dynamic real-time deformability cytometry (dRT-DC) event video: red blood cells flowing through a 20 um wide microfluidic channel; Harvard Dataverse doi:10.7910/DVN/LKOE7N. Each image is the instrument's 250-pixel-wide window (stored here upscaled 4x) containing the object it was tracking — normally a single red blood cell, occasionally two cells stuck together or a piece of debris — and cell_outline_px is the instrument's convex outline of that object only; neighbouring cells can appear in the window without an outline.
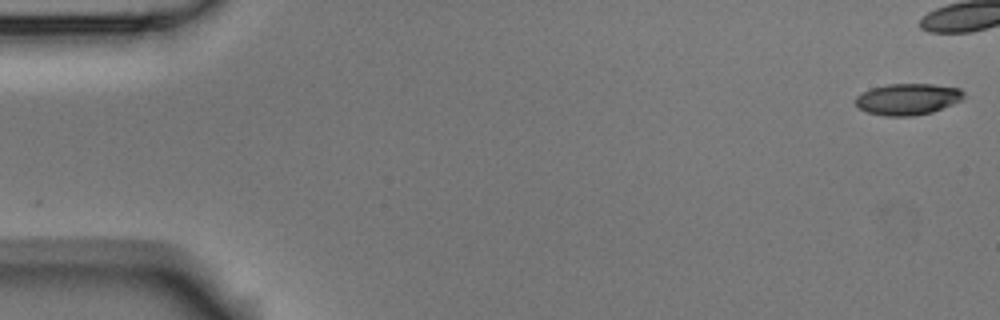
{"species": "Egyptian fruit bat (a non-hibernating species)", "species_latin": "Rousettus aegyptiacus", "temperature_condition": "room temperature", "stored_images_in_passage": 42, "camera_frame_rate_fps": 3000, "um_per_image_px": 0.085, "animal": {"sex": "male"}, "frame": {"image": 1, "passage_image": 1, "time_ms": 0.0, "image_size_px": [1000, 320], "cell_outline_px": [[964, 96], [960, 100], [952, 104], [932, 112], [912, 116], [884, 116], [868, 112], [860, 108], [856, 104], [856, 96], [872, 88], [888, 84], [932, 84], [960, 88], [964, 92]], "centroid_in_image_um": [77.17, 8.43], "position_along_channel_um": 7.8, "area_um2": 19.59}}
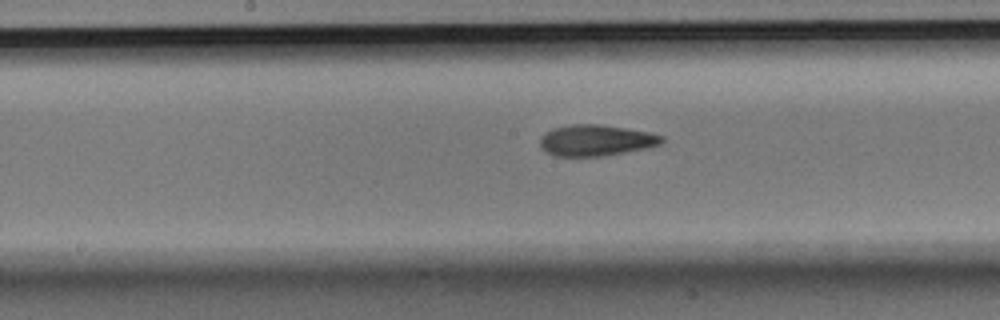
{"frame": {"image": 2, "passage_image": 27, "time_ms": 8.667, "image_size_px": [1000, 320], "cell_outline_px": [[664, 140], [660, 144], [644, 148], [624, 152], [600, 156], [552, 156], [544, 152], [540, 148], [540, 136], [544, 132], [552, 128], [572, 124], [600, 124], [648, 132], [664, 136]], "centroid_in_image_um": [50.57, 11.93], "position_along_channel_um": 197.6, "area_um2": 22.14}}
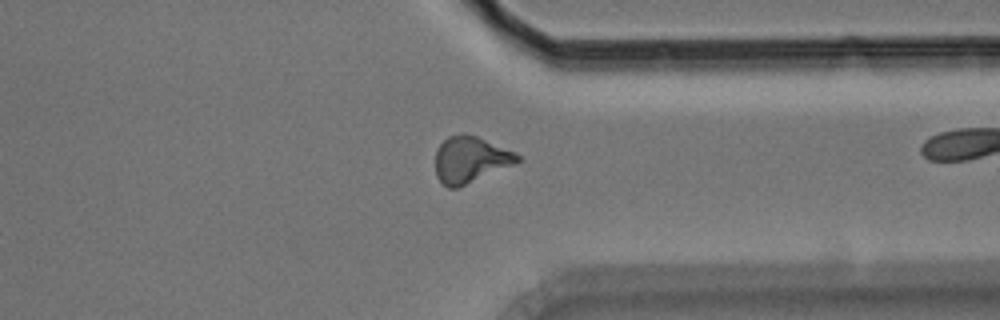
{"frame": {"image": 3, "passage_image": 41, "time_ms": 13.333, "image_size_px": [1000, 320], "cell_outline_px": [[520, 160], [512, 164], [456, 188], [448, 188], [436, 176], [436, 152], [440, 144], [448, 136], [464, 132], [476, 136], [516, 152], [520, 156]], "centroid_in_image_um": [39.95, 13.53], "position_along_channel_um": 371.5, "area_um2": 21.68}}